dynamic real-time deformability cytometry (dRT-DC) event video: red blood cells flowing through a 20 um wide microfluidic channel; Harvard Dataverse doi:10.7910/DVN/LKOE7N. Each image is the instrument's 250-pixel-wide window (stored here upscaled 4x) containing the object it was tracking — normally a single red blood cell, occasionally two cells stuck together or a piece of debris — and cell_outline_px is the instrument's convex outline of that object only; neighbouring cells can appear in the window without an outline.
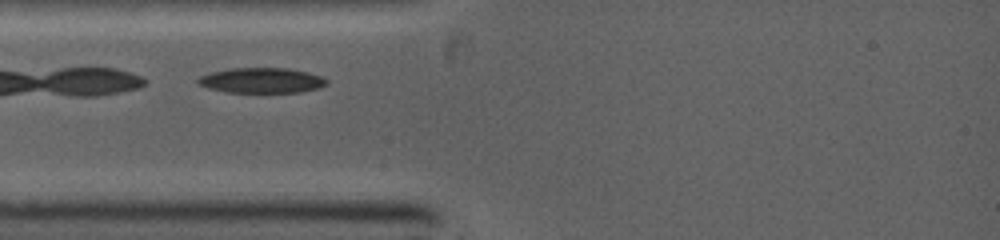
{"species": "common noctule bat (a hibernating species)", "species_latin": "Nyctalus noctula", "temperature_condition": "warm", "stored_images_in_passage": 2, "camera_frame_rate_fps": 5000, "um_per_image_px": 0.085, "animal": {"sex": "female", "body_mass_g": 19.0, "forearm_length_mm": 53.3}, "frame": {"image": 1, "passage_image": 1, "time_ms": 0.0, "image_size_px": [1000, 240], "cell_outline_px": [[328, 84], [320, 88], [300, 92], [228, 92], [208, 88], [200, 84], [196, 80], [200, 76], [212, 72], [232, 68], [288, 68], [308, 72], [320, 76], [328, 80]], "centroid_in_image_um": [22.28, 6.83], "position_along_channel_um": 62.7, "area_um2": 18.84}}
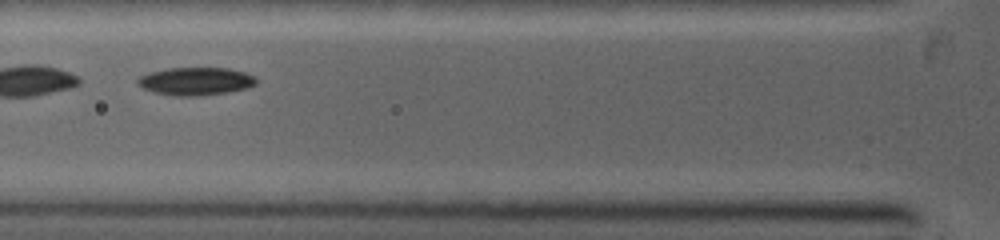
{"frame": {"image": 2, "passage_image": 2, "time_ms": 1.0, "image_size_px": [1000, 240], "cell_outline_px": [[256, 84], [248, 88], [228, 92], [200, 96], [172, 96], [152, 92], [136, 84], [136, 80], [140, 76], [148, 72], [168, 68], [228, 68], [244, 72], [252, 76], [256, 80]], "centroid_in_image_um": [16.59, 6.91], "position_along_channel_um": 109.2, "area_um2": 19.42}}